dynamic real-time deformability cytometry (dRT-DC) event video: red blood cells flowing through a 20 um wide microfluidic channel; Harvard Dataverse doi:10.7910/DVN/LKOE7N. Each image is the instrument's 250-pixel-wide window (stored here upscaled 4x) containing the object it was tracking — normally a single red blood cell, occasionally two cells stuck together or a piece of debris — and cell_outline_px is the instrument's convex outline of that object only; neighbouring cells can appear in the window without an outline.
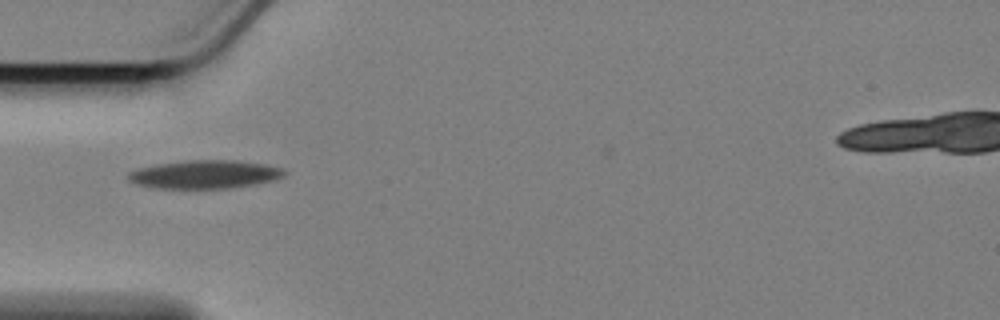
{"species": "Egyptian fruit bat (a non-hibernating species)", "species_latin": "Rousettus aegyptiacus", "temperature_condition": "cold", "stored_images_in_passage": 41, "camera_frame_rate_fps": 3000, "um_per_image_px": 0.085, "animal": {"sex": "female"}, "frame": {"image": 1, "passage_image": 1, "time_ms": 0.0, "image_size_px": [1000, 320], "cell_outline_px": [[284, 172], [276, 180], [256, 184], [232, 188], [156, 188], [136, 184], [128, 180], [128, 172], [136, 168], [156, 164], [184, 160], [236, 160], [264, 164], [280, 168]], "centroid_in_image_um": [17.34, 14.82], "position_along_channel_um": 67.7, "area_um2": 25.78}}
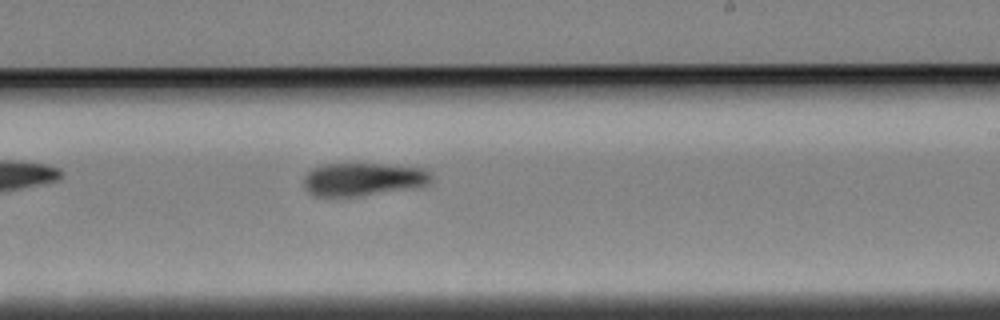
{"frame": {"image": 2, "passage_image": 18, "time_ms": 5.667, "image_size_px": [1000, 320], "cell_outline_px": [[432, 184], [416, 188], [360, 196], [312, 196], [304, 188], [304, 176], [312, 168], [320, 164], [380, 164], [424, 168], [432, 172]], "centroid_in_image_um": [30.9, 15.24], "position_along_channel_um": 258.1, "area_um2": 25.03}}
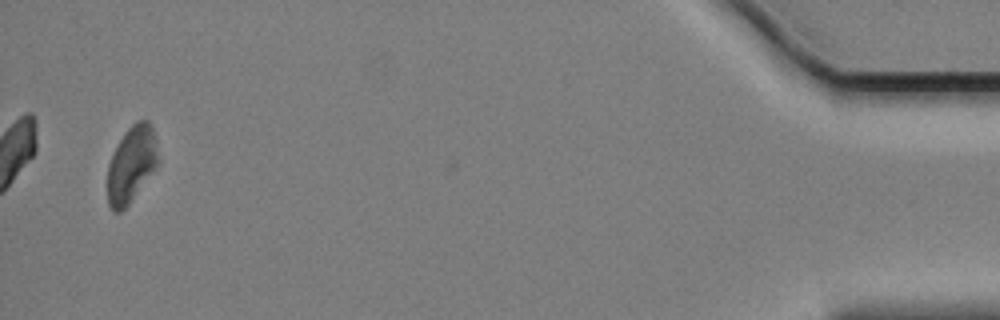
{"frame": {"image": 3, "passage_image": 40, "time_ms": 13.0, "image_size_px": [1000, 320], "cell_outline_px": [[156, 164], [128, 204], [120, 212], [112, 212], [108, 204], [108, 164], [124, 132], [136, 120], [148, 120], [152, 124], [156, 152]], "centroid_in_image_um": [11.12, 13.95], "position_along_channel_um": 424.1, "area_um2": 21.56}, "authors_computed_cell_mechanics": {"area_um2": 25.0852, "velocity_mm_per_s": 3.3763, "shape_relaxation_time_tau1_ms": 2.6363, "shape_relaxation_time_tau2_ms": 8.9797, "deformation_change_tau1": 0.1093, "deformation_change_tau2": 0.1581}}